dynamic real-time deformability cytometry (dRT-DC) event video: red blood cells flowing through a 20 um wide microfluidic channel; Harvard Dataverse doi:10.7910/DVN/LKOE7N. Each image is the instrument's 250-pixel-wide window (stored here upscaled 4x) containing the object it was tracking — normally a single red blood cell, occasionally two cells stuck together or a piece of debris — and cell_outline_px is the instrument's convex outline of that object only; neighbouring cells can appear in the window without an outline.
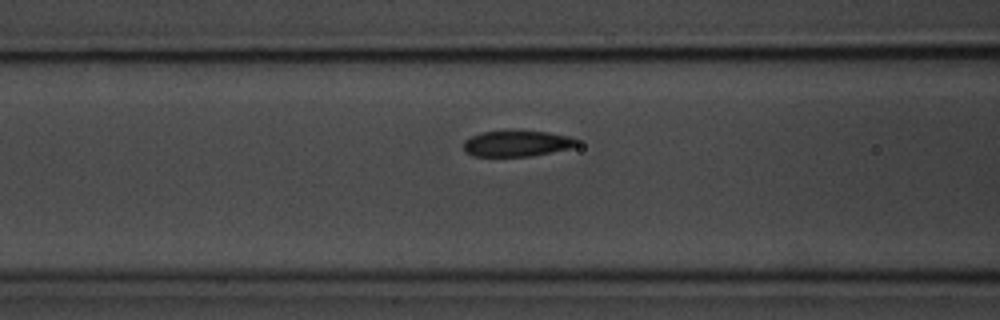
{"species": "common noctule bat (a hibernating species)", "species_latin": "Nyctalus noctula", "temperature_condition": "room temperature", "stored_images_in_passage": 44, "camera_frame_rate_fps": 3000, "um_per_image_px": 0.085, "animal": {"sex": "male", "body_mass_g": 20.1, "forearm_length_mm": 53.5}, "frame": {"image": 1, "passage_image": 20, "time_ms": 6.333, "image_size_px": [1000, 320], "cell_outline_px": [[576, 144], [572, 148], [532, 156], [472, 156], [464, 152], [464, 140], [480, 132], [504, 128], [508, 128], [548, 132], [568, 136], [576, 140]], "centroid_in_image_um": [43.87, 12.16], "position_along_channel_um": 122.7, "area_um2": 17.8}}
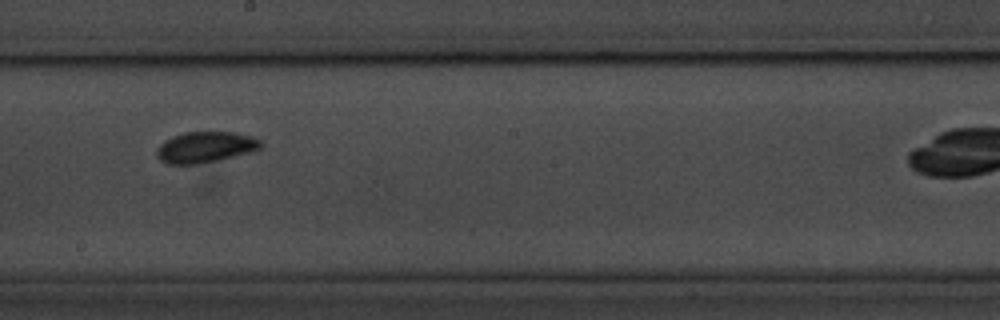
{"frame": {"image": 2, "passage_image": 29, "time_ms": 9.333, "image_size_px": [1000, 320], "cell_outline_px": [[264, 144], [260, 148], [248, 152], [216, 160], [196, 164], [168, 164], [160, 160], [156, 156], [156, 148], [164, 140], [172, 136], [184, 132], [236, 132], [252, 136], [260, 140]], "centroid_in_image_um": [17.42, 12.49], "position_along_channel_um": 230.8, "area_um2": 18.73}}
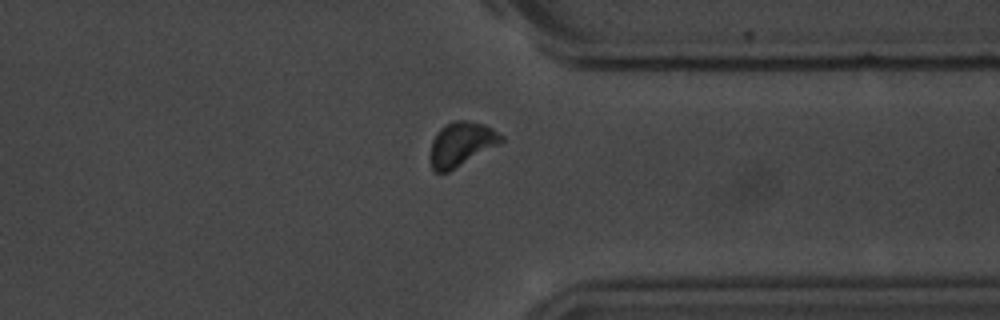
{"frame": {"image": 3, "passage_image": 41, "time_ms": 13.333, "image_size_px": [1000, 320], "cell_outline_px": [[504, 140], [500, 144], [448, 172], [436, 172], [432, 168], [428, 156], [432, 140], [436, 132], [444, 124], [456, 120], [468, 120], [484, 124], [492, 128], [504, 136]], "centroid_in_image_um": [39.19, 12.23], "position_along_channel_um": 372.2, "area_um2": 18.55}}